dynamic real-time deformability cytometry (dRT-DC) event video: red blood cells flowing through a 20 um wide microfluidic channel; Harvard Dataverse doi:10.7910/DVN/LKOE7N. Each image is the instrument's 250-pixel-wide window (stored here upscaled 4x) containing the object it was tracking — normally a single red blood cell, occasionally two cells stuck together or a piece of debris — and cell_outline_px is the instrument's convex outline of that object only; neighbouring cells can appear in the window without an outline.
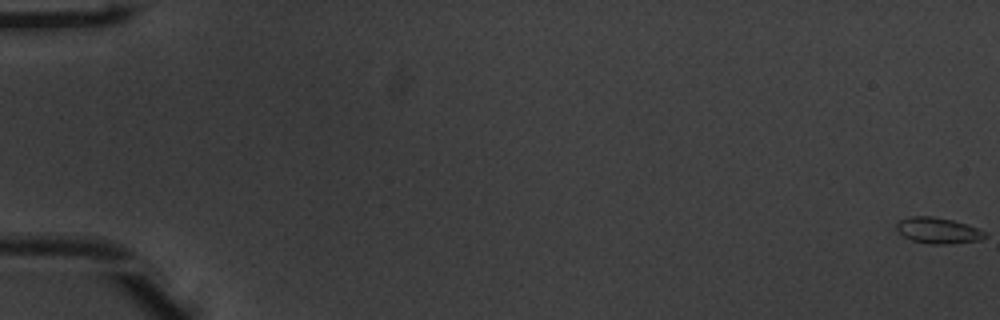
{"species": "common noctule bat (a hibernating species)", "species_latin": "Nyctalus noctula", "temperature_condition": "warm", "stored_images_in_passage": 54, "camera_frame_rate_fps": 3000, "um_per_image_px": 0.085, "animal": {"sex": "male", "body_mass_g": 20.1, "forearm_length_mm": 53.5}, "frame": {"image": 1, "passage_image": 1, "time_ms": 0.0, "image_size_px": [1000, 320], "cell_outline_px": [[984, 236], [972, 240], [916, 240], [900, 232], [904, 220], [920, 216], [924, 216], [948, 220], [964, 224], [972, 228]], "centroid_in_image_um": [79.7, 19.52], "position_along_channel_um": 5.3, "area_um2": 10.4}}
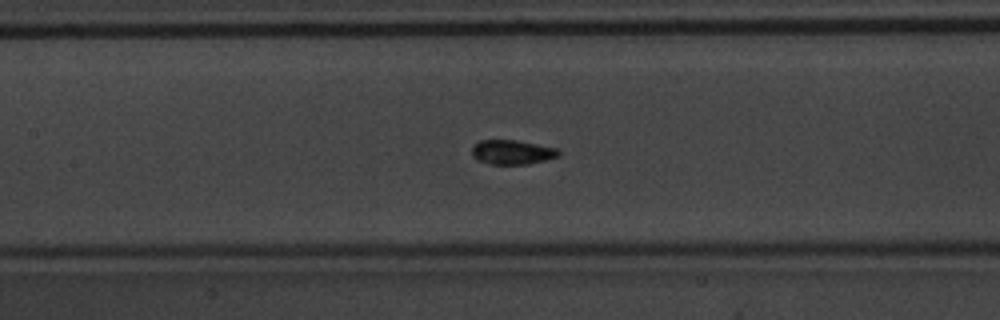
{"frame": {"image": 2, "passage_image": 27, "time_ms": 8.667, "image_size_px": [1000, 320], "cell_outline_px": [[560, 152], [556, 156], [540, 160], [520, 164], [492, 164], [480, 160], [472, 152], [472, 148], [476, 144], [484, 140], [512, 140], [552, 148]], "centroid_in_image_um": [43.46, 12.93], "position_along_channel_um": 163.9, "area_um2": 11.33}}
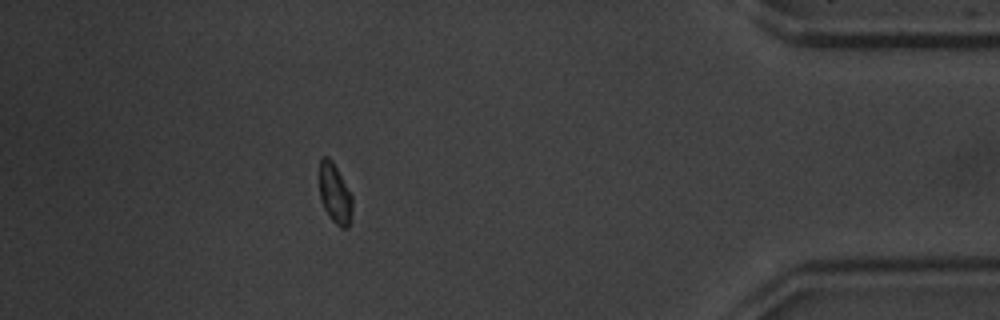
{"frame": {"image": 3, "passage_image": 49, "time_ms": 16.0, "image_size_px": [1000, 320], "cell_outline_px": [[352, 200], [348, 224], [344, 228], [332, 220], [320, 196], [320, 160], [324, 156], [336, 168], [352, 196]], "centroid_in_image_um": [28.45, 16.44], "position_along_channel_um": 406.7, "area_um2": 10.46}, "authors_computed_cell_mechanics": {"area_um2": 11.0687, "velocity_mm_per_s": 3.8986, "shape_relaxation_time_tau1_ms": 3.0689, "shape_relaxation_time_tau2_ms": null, "deformation_change_tau1": 0.0731, "deformation_change_tau2": null}}